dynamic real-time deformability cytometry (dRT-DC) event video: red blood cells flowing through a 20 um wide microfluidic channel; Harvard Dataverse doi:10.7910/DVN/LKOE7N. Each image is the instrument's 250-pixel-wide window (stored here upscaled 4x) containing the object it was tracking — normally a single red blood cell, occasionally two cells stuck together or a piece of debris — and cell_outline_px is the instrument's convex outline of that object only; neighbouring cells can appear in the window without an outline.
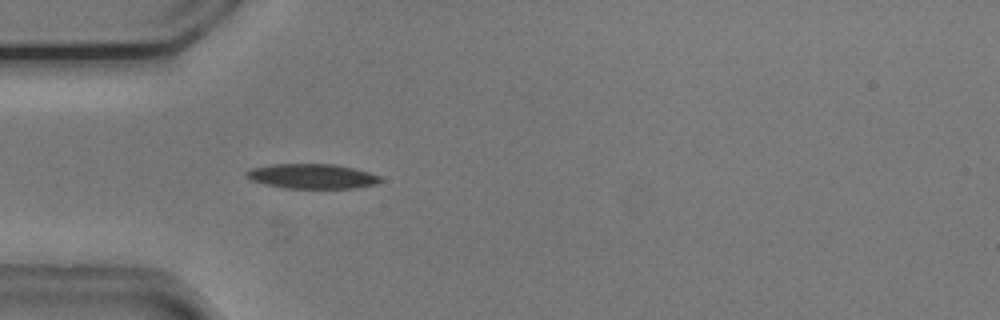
{"species": "common noctule bat (a hibernating species)", "species_latin": "Nyctalus noctula", "temperature_condition": "cold", "stored_images_in_passage": 27, "camera_frame_rate_fps": 3000, "um_per_image_px": 0.085, "animal": {"sex": "male", "body_mass_g": 20.5, "forearm_length_mm": 52.5}, "frame": {"image": 1, "passage_image": 16, "time_ms": 5.0, "image_size_px": [1000, 320], "cell_outline_px": [[384, 180], [380, 184], [352, 188], [284, 188], [264, 184], [252, 180], [244, 176], [244, 172], [252, 168], [272, 164], [336, 164], [368, 172], [380, 176]], "centroid_in_image_um": [26.54, 14.98], "position_along_channel_um": 58.5, "area_um2": 19.48}}
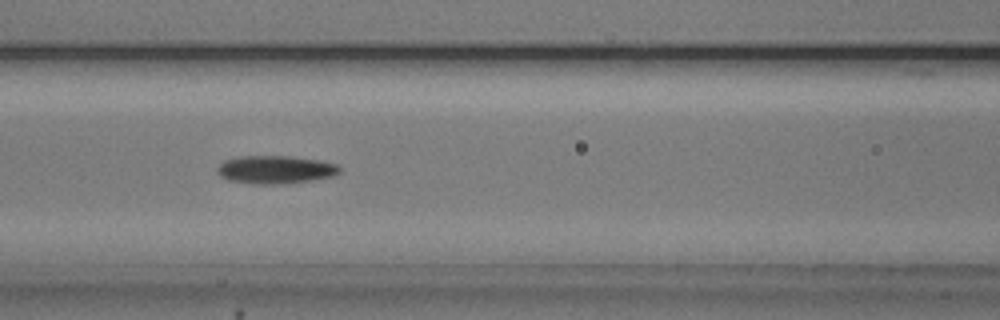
{"frame": {"image": 2, "passage_image": 23, "time_ms": 7.333, "image_size_px": [1000, 320], "cell_outline_px": [[340, 172], [332, 176], [288, 184], [252, 184], [228, 180], [220, 176], [216, 172], [216, 168], [224, 160], [240, 156], [292, 156], [320, 160], [336, 164], [340, 168]], "centroid_in_image_um": [23.38, 14.42], "position_along_channel_um": 143.2, "area_um2": 20.17}}